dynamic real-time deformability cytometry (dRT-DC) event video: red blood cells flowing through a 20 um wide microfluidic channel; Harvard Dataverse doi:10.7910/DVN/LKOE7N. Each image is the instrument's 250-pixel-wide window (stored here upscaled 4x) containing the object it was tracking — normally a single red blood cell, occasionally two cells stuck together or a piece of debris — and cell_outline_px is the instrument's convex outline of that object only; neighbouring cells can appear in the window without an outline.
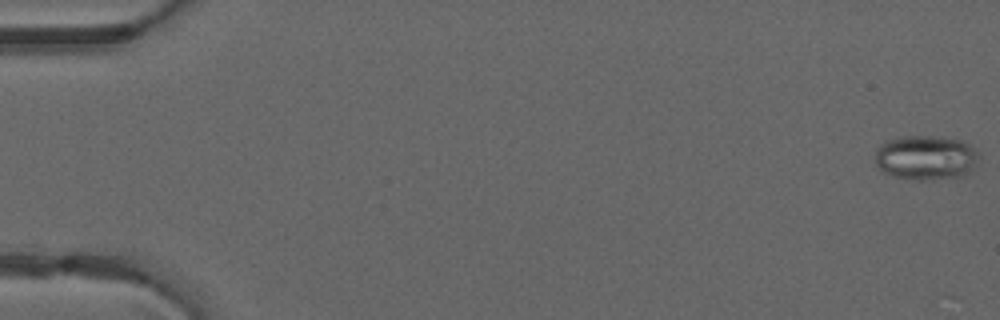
{"species": "common noctule bat (a hibernating species)", "species_latin": "Nyctalus noctula", "temperature_condition": "warm", "stored_images_in_passage": 3, "camera_frame_rate_fps": 3000, "um_per_image_px": 0.085, "animal": {"sex": "male", "forearm_length_mm": 52.5}, "frame": {"image": 1, "passage_image": 1, "time_ms": 0.0, "image_size_px": [1000, 320], "cell_outline_px": [[980, 156], [972, 168], [964, 176], [924, 180], [916, 180], [892, 176], [884, 172], [876, 164], [876, 148], [884, 140], [900, 136], [944, 136], [960, 140], [968, 144], [980, 152]], "centroid_in_image_um": [78.69, 13.38], "position_along_channel_um": 6.3, "area_um2": 27.28}}